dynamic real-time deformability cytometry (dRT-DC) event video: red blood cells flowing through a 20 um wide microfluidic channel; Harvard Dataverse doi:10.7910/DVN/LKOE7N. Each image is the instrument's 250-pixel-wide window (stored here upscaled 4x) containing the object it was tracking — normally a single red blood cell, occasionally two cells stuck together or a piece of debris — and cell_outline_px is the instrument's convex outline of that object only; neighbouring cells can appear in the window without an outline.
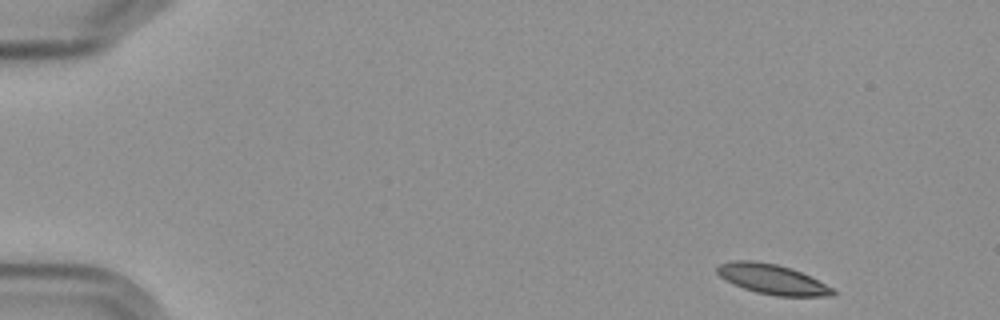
{"species": "Egyptian fruit bat (a non-hibernating species)", "species_latin": "Rousettus aegyptiacus", "temperature_condition": "cold", "stored_images_in_passage": 13, "camera_frame_rate_fps": 3000, "um_per_image_px": 0.085, "frame": {"image": 1, "passage_image": 1, "time_ms": 0.0, "image_size_px": [1000, 320], "cell_outline_px": [[836, 296], [776, 296], [756, 292], [744, 288], [720, 276], [716, 272], [716, 268], [720, 264], [732, 260], [756, 260], [776, 264], [792, 268], [832, 288], [836, 292]], "centroid_in_image_um": [65.63, 23.73], "position_along_channel_um": 19.4, "area_um2": 19.94}}
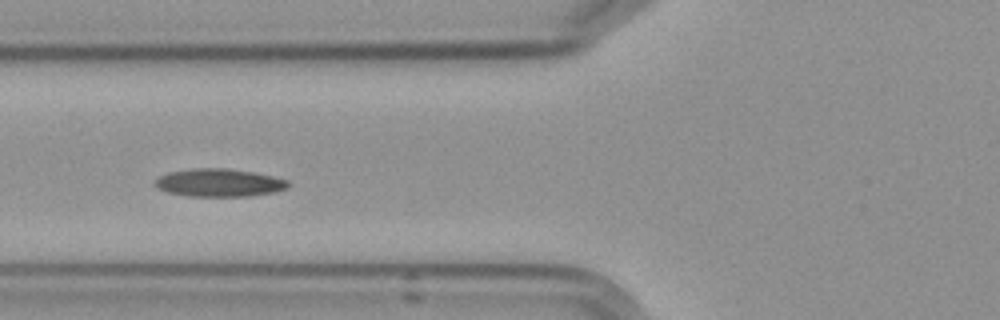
{"frame": {"image": 2, "passage_image": 5, "time_ms": 5.667, "image_size_px": [1000, 320], "cell_outline_px": [[288, 188], [272, 192], [248, 196], [188, 196], [168, 192], [156, 188], [152, 184], [160, 176], [168, 172], [192, 168], [224, 168], [252, 172], [272, 176], [288, 180]], "centroid_in_image_um": [18.57, 15.53], "position_along_channel_um": 107.2, "area_um2": 21.56}}
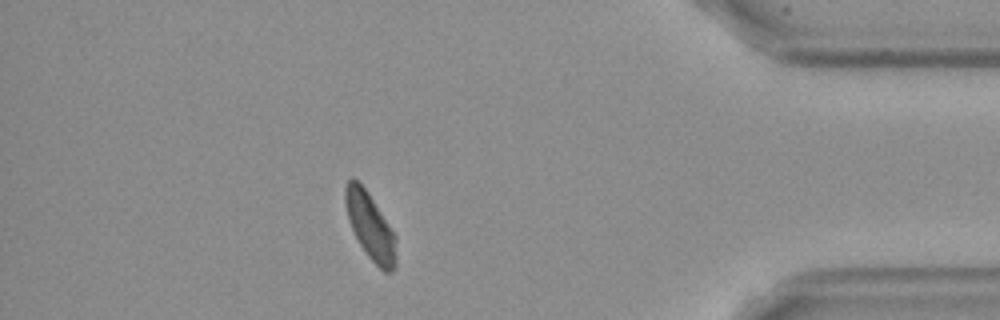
{"frame": {"image": 3, "passage_image": 13, "time_ms": 15.0, "image_size_px": [1000, 320], "cell_outline_px": [[396, 268], [392, 272], [384, 272], [368, 256], [360, 244], [348, 220], [344, 204], [344, 188], [348, 180], [352, 176], [368, 192], [396, 236]], "centroid_in_image_um": [31.47, 19.23], "position_along_channel_um": 403.7, "area_um2": 19.71}, "authors_computed_cell_mechanics": {"area_um2": 20.5768, "velocity_mm_per_s": 3.5709, "shape_relaxation_time_tau1_ms": 5.0762, "shape_relaxation_time_tau2_ms": 4.0392, "deformation_change_tau1": 0.0867, "deformation_change_tau2": 0.0846}}